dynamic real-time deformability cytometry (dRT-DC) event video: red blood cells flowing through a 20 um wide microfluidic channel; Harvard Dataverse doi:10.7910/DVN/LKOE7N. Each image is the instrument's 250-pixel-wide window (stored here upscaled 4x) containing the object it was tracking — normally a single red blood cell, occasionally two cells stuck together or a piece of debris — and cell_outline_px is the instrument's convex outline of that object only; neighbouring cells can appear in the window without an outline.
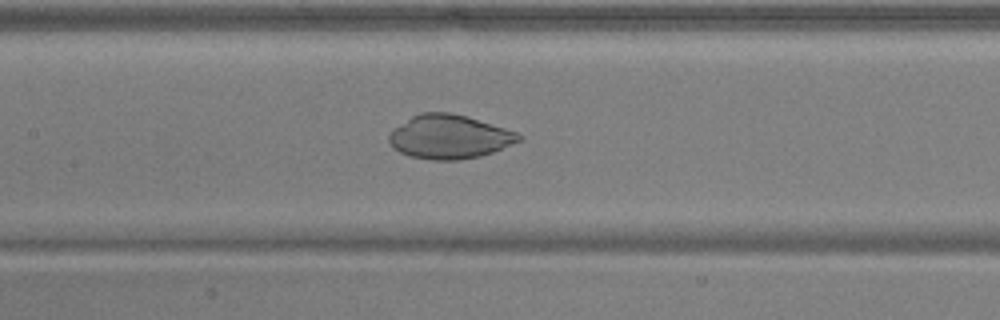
{"species": "common noctule bat (a hibernating species)", "species_latin": "Nyctalus noctula", "temperature_condition": "warm", "stored_images_in_passage": 35, "camera_frame_rate_fps": 3000, "um_per_image_px": 0.085, "animal": {"sex": "male", "body_mass_g": 17.9, "forearm_length_mm": 54.2}, "frame": {"image": 1, "passage_image": 19, "time_ms": 6.0, "image_size_px": [1000, 320], "cell_outline_px": [[524, 140], [492, 152], [480, 156], [460, 160], [432, 160], [408, 156], [392, 148], [388, 140], [388, 136], [392, 128], [412, 116], [420, 112], [448, 112], [464, 116], [504, 128], [516, 132], [524, 136]], "centroid_in_image_um": [38.16, 11.64], "position_along_channel_um": 169.2, "area_um2": 33.29}}
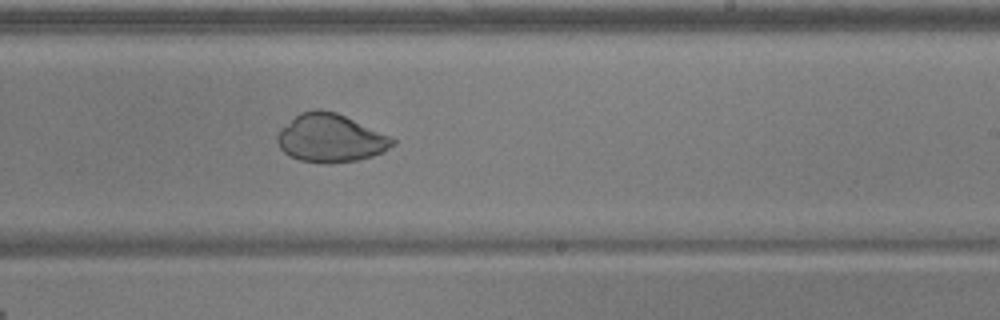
{"frame": {"image": 2, "passage_image": 26, "time_ms": 8.333, "image_size_px": [1000, 320], "cell_outline_px": [[396, 144], [384, 152], [360, 160], [328, 164], [324, 164], [300, 160], [284, 152], [280, 148], [276, 140], [276, 136], [280, 128], [300, 112], [316, 108], [320, 108], [336, 112], [388, 136], [396, 140]], "centroid_in_image_um": [28.07, 11.75], "position_along_channel_um": 260.9, "area_um2": 32.43}}
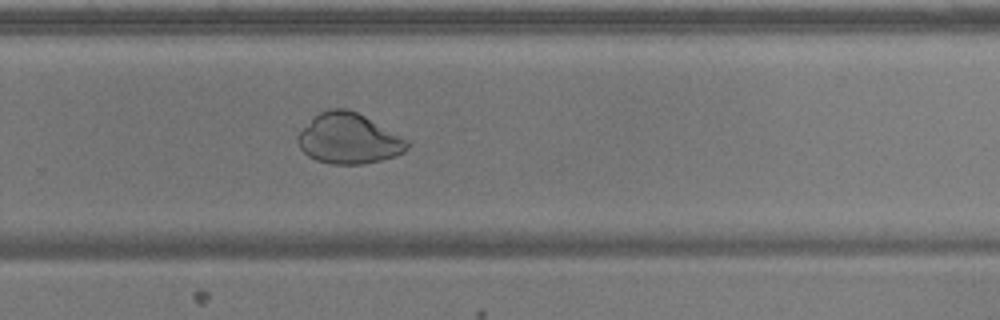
{"frame": {"image": 3, "passage_image": 29, "time_ms": 9.333, "image_size_px": [1000, 320], "cell_outline_px": [[412, 144], [404, 152], [380, 160], [360, 164], [332, 164], [316, 160], [308, 156], [300, 148], [296, 140], [296, 136], [320, 112], [328, 108], [348, 108], [364, 116], [408, 140]], "centroid_in_image_um": [29.63, 11.79], "position_along_channel_um": 300.2, "area_um2": 31.79}}